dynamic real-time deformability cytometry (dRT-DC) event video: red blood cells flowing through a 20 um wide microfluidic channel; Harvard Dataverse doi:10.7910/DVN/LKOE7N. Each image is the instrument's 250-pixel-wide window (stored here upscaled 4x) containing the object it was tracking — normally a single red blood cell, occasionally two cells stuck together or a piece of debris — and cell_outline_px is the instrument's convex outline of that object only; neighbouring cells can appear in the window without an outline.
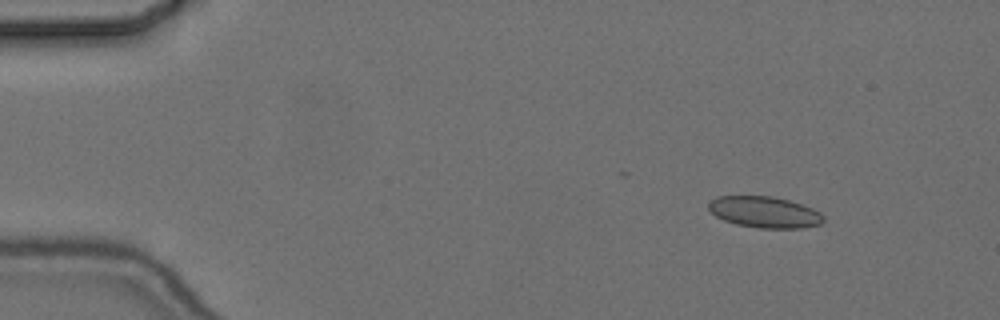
{"species": "common noctule bat (a hibernating species)", "species_latin": "Nyctalus noctula", "temperature_condition": "cold", "stored_images_in_passage": 6, "camera_frame_rate_fps": 3000, "um_per_image_px": 0.085, "animal": {"sex": "female", "body_mass_g": 24.6, "forearm_length_mm": 56.2}, "frame": {"image": 1, "passage_image": 2, "time_ms": 1.0, "image_size_px": [1000, 320], "cell_outline_px": [[824, 220], [820, 224], [800, 228], [760, 228], [736, 224], [724, 220], [716, 216], [708, 208], [708, 200], [716, 196], [772, 196], [788, 200], [812, 208], [820, 212], [824, 216]], "centroid_in_image_um": [64.96, 18.02], "position_along_channel_um": 20.0, "area_um2": 20.92}}
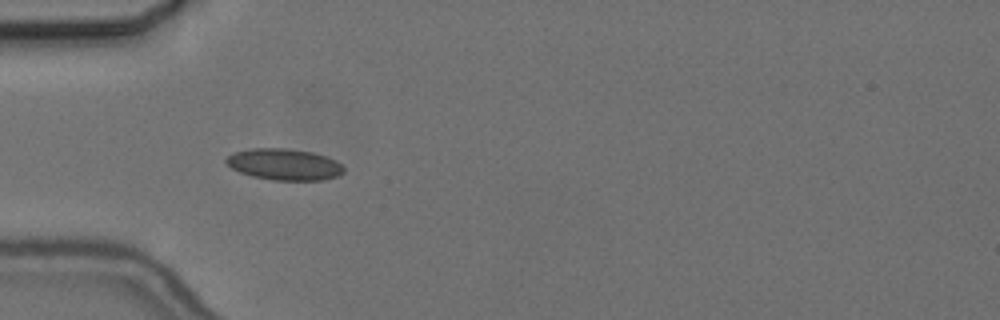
{"frame": {"image": 2, "passage_image": 5, "time_ms": 4.667, "image_size_px": [1000, 320], "cell_outline_px": [[344, 172], [340, 176], [324, 180], [272, 180], [252, 176], [240, 172], [232, 168], [224, 160], [228, 156], [236, 152], [252, 148], [284, 148], [312, 152], [336, 160], [344, 168]], "centroid_in_image_um": [24.19, 13.98], "position_along_channel_um": 60.8, "area_um2": 21.44}}
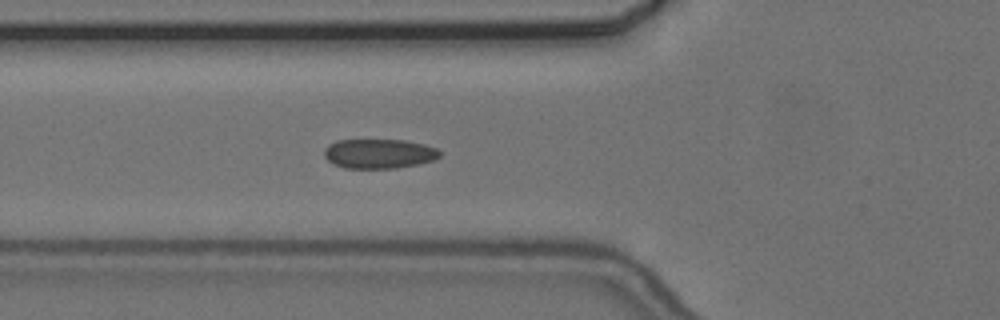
{"frame": {"image": 3, "passage_image": 6, "time_ms": 5.667, "image_size_px": [1000, 320], "cell_outline_px": [[440, 156], [436, 160], [396, 168], [344, 168], [332, 164], [324, 156], [324, 148], [328, 144], [336, 140], [404, 140], [424, 144], [436, 148], [440, 152]], "centroid_in_image_um": [32.19, 13.06], "position_along_channel_um": 93.6, "area_um2": 20.0}}